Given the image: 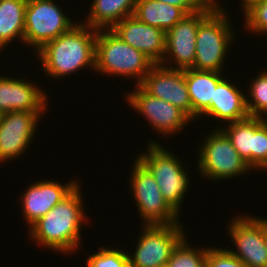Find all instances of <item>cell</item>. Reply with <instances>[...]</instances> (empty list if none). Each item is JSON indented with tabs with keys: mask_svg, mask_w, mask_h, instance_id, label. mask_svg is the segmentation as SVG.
Instances as JSON below:
<instances>
[{
	"mask_svg": "<svg viewBox=\"0 0 267 267\" xmlns=\"http://www.w3.org/2000/svg\"><path fill=\"white\" fill-rule=\"evenodd\" d=\"M80 183L28 230L38 246L62 254L75 253L81 243V228L87 224ZM81 192V193H80Z\"/></svg>",
	"mask_w": 267,
	"mask_h": 267,
	"instance_id": "cell-1",
	"label": "cell"
},
{
	"mask_svg": "<svg viewBox=\"0 0 267 267\" xmlns=\"http://www.w3.org/2000/svg\"><path fill=\"white\" fill-rule=\"evenodd\" d=\"M97 30L76 24L70 31L45 44L36 53L45 75L55 80L83 68L95 69Z\"/></svg>",
	"mask_w": 267,
	"mask_h": 267,
	"instance_id": "cell-2",
	"label": "cell"
},
{
	"mask_svg": "<svg viewBox=\"0 0 267 267\" xmlns=\"http://www.w3.org/2000/svg\"><path fill=\"white\" fill-rule=\"evenodd\" d=\"M154 63L141 51L125 43L111 29L97 30L95 71L108 76L137 80L139 85Z\"/></svg>",
	"mask_w": 267,
	"mask_h": 267,
	"instance_id": "cell-3",
	"label": "cell"
},
{
	"mask_svg": "<svg viewBox=\"0 0 267 267\" xmlns=\"http://www.w3.org/2000/svg\"><path fill=\"white\" fill-rule=\"evenodd\" d=\"M217 6L199 23L195 41V70L224 71L226 55L235 38L228 11L218 3Z\"/></svg>",
	"mask_w": 267,
	"mask_h": 267,
	"instance_id": "cell-4",
	"label": "cell"
},
{
	"mask_svg": "<svg viewBox=\"0 0 267 267\" xmlns=\"http://www.w3.org/2000/svg\"><path fill=\"white\" fill-rule=\"evenodd\" d=\"M136 158L151 172L163 198L180 215L190 185L183 161L155 140L148 141L146 152Z\"/></svg>",
	"mask_w": 267,
	"mask_h": 267,
	"instance_id": "cell-5",
	"label": "cell"
},
{
	"mask_svg": "<svg viewBox=\"0 0 267 267\" xmlns=\"http://www.w3.org/2000/svg\"><path fill=\"white\" fill-rule=\"evenodd\" d=\"M197 150L196 164L199 168L198 173L203 179L228 180L252 172L227 135L218 127L210 134H206Z\"/></svg>",
	"mask_w": 267,
	"mask_h": 267,
	"instance_id": "cell-6",
	"label": "cell"
},
{
	"mask_svg": "<svg viewBox=\"0 0 267 267\" xmlns=\"http://www.w3.org/2000/svg\"><path fill=\"white\" fill-rule=\"evenodd\" d=\"M129 180L143 225L178 224L180 215L163 198L151 172L136 158Z\"/></svg>",
	"mask_w": 267,
	"mask_h": 267,
	"instance_id": "cell-7",
	"label": "cell"
},
{
	"mask_svg": "<svg viewBox=\"0 0 267 267\" xmlns=\"http://www.w3.org/2000/svg\"><path fill=\"white\" fill-rule=\"evenodd\" d=\"M54 0H28L25 10L24 45L35 52L45 44L70 31L74 23Z\"/></svg>",
	"mask_w": 267,
	"mask_h": 267,
	"instance_id": "cell-8",
	"label": "cell"
},
{
	"mask_svg": "<svg viewBox=\"0 0 267 267\" xmlns=\"http://www.w3.org/2000/svg\"><path fill=\"white\" fill-rule=\"evenodd\" d=\"M133 254L128 253L129 267L166 265L176 246L187 237L181 223L141 225Z\"/></svg>",
	"mask_w": 267,
	"mask_h": 267,
	"instance_id": "cell-9",
	"label": "cell"
},
{
	"mask_svg": "<svg viewBox=\"0 0 267 267\" xmlns=\"http://www.w3.org/2000/svg\"><path fill=\"white\" fill-rule=\"evenodd\" d=\"M216 6L217 1L210 0L202 9L187 14L166 32V50L161 65L178 70L194 67L199 23Z\"/></svg>",
	"mask_w": 267,
	"mask_h": 267,
	"instance_id": "cell-10",
	"label": "cell"
},
{
	"mask_svg": "<svg viewBox=\"0 0 267 267\" xmlns=\"http://www.w3.org/2000/svg\"><path fill=\"white\" fill-rule=\"evenodd\" d=\"M229 224L227 232L236 251L227 250L247 267H267L266 218L241 214L232 218Z\"/></svg>",
	"mask_w": 267,
	"mask_h": 267,
	"instance_id": "cell-11",
	"label": "cell"
},
{
	"mask_svg": "<svg viewBox=\"0 0 267 267\" xmlns=\"http://www.w3.org/2000/svg\"><path fill=\"white\" fill-rule=\"evenodd\" d=\"M132 92H127L126 102L130 108L141 114L150 124V127L166 135L177 134L193 120L180 108L147 94L139 85H135Z\"/></svg>",
	"mask_w": 267,
	"mask_h": 267,
	"instance_id": "cell-12",
	"label": "cell"
},
{
	"mask_svg": "<svg viewBox=\"0 0 267 267\" xmlns=\"http://www.w3.org/2000/svg\"><path fill=\"white\" fill-rule=\"evenodd\" d=\"M45 112L11 111L0 117V164L28 150Z\"/></svg>",
	"mask_w": 267,
	"mask_h": 267,
	"instance_id": "cell-13",
	"label": "cell"
},
{
	"mask_svg": "<svg viewBox=\"0 0 267 267\" xmlns=\"http://www.w3.org/2000/svg\"><path fill=\"white\" fill-rule=\"evenodd\" d=\"M139 86L147 94L180 108L192 119L185 70L154 64Z\"/></svg>",
	"mask_w": 267,
	"mask_h": 267,
	"instance_id": "cell-14",
	"label": "cell"
},
{
	"mask_svg": "<svg viewBox=\"0 0 267 267\" xmlns=\"http://www.w3.org/2000/svg\"><path fill=\"white\" fill-rule=\"evenodd\" d=\"M79 180L71 178L63 185L56 180H38L29 184V188L21 196L22 214L29 228L41 217L45 216L65 196H67L77 185Z\"/></svg>",
	"mask_w": 267,
	"mask_h": 267,
	"instance_id": "cell-15",
	"label": "cell"
},
{
	"mask_svg": "<svg viewBox=\"0 0 267 267\" xmlns=\"http://www.w3.org/2000/svg\"><path fill=\"white\" fill-rule=\"evenodd\" d=\"M111 30L154 64L162 63L166 50V32L162 29L140 22L132 15L121 20Z\"/></svg>",
	"mask_w": 267,
	"mask_h": 267,
	"instance_id": "cell-16",
	"label": "cell"
},
{
	"mask_svg": "<svg viewBox=\"0 0 267 267\" xmlns=\"http://www.w3.org/2000/svg\"><path fill=\"white\" fill-rule=\"evenodd\" d=\"M0 75V113L11 111L45 112L48 96L33 81Z\"/></svg>",
	"mask_w": 267,
	"mask_h": 267,
	"instance_id": "cell-17",
	"label": "cell"
},
{
	"mask_svg": "<svg viewBox=\"0 0 267 267\" xmlns=\"http://www.w3.org/2000/svg\"><path fill=\"white\" fill-rule=\"evenodd\" d=\"M228 78H223L214 89V103L203 114L223 122L233 123L249 117L246 95Z\"/></svg>",
	"mask_w": 267,
	"mask_h": 267,
	"instance_id": "cell-18",
	"label": "cell"
},
{
	"mask_svg": "<svg viewBox=\"0 0 267 267\" xmlns=\"http://www.w3.org/2000/svg\"><path fill=\"white\" fill-rule=\"evenodd\" d=\"M223 72L185 69V80L192 106L193 122L214 103V89L224 78Z\"/></svg>",
	"mask_w": 267,
	"mask_h": 267,
	"instance_id": "cell-19",
	"label": "cell"
},
{
	"mask_svg": "<svg viewBox=\"0 0 267 267\" xmlns=\"http://www.w3.org/2000/svg\"><path fill=\"white\" fill-rule=\"evenodd\" d=\"M136 3L137 0H93L89 15L81 23L96 30L112 29L134 14Z\"/></svg>",
	"mask_w": 267,
	"mask_h": 267,
	"instance_id": "cell-20",
	"label": "cell"
},
{
	"mask_svg": "<svg viewBox=\"0 0 267 267\" xmlns=\"http://www.w3.org/2000/svg\"><path fill=\"white\" fill-rule=\"evenodd\" d=\"M188 13L181 7L157 0H137L134 16L143 23L169 31Z\"/></svg>",
	"mask_w": 267,
	"mask_h": 267,
	"instance_id": "cell-21",
	"label": "cell"
},
{
	"mask_svg": "<svg viewBox=\"0 0 267 267\" xmlns=\"http://www.w3.org/2000/svg\"><path fill=\"white\" fill-rule=\"evenodd\" d=\"M28 0H0V53L16 38L24 44Z\"/></svg>",
	"mask_w": 267,
	"mask_h": 267,
	"instance_id": "cell-22",
	"label": "cell"
},
{
	"mask_svg": "<svg viewBox=\"0 0 267 267\" xmlns=\"http://www.w3.org/2000/svg\"><path fill=\"white\" fill-rule=\"evenodd\" d=\"M227 125V128L225 127ZM219 127L230 139L241 158L254 170V117Z\"/></svg>",
	"mask_w": 267,
	"mask_h": 267,
	"instance_id": "cell-23",
	"label": "cell"
},
{
	"mask_svg": "<svg viewBox=\"0 0 267 267\" xmlns=\"http://www.w3.org/2000/svg\"><path fill=\"white\" fill-rule=\"evenodd\" d=\"M259 75L251 80L247 89L246 108L249 117H261L267 119V70L263 69ZM251 101V102H250Z\"/></svg>",
	"mask_w": 267,
	"mask_h": 267,
	"instance_id": "cell-24",
	"label": "cell"
},
{
	"mask_svg": "<svg viewBox=\"0 0 267 267\" xmlns=\"http://www.w3.org/2000/svg\"><path fill=\"white\" fill-rule=\"evenodd\" d=\"M208 248L192 247L185 237L173 250L169 267H205Z\"/></svg>",
	"mask_w": 267,
	"mask_h": 267,
	"instance_id": "cell-25",
	"label": "cell"
},
{
	"mask_svg": "<svg viewBox=\"0 0 267 267\" xmlns=\"http://www.w3.org/2000/svg\"><path fill=\"white\" fill-rule=\"evenodd\" d=\"M113 248V249H112ZM100 247L86 258V267H129V256L125 250Z\"/></svg>",
	"mask_w": 267,
	"mask_h": 267,
	"instance_id": "cell-26",
	"label": "cell"
},
{
	"mask_svg": "<svg viewBox=\"0 0 267 267\" xmlns=\"http://www.w3.org/2000/svg\"><path fill=\"white\" fill-rule=\"evenodd\" d=\"M254 169L267 171V119L254 117Z\"/></svg>",
	"mask_w": 267,
	"mask_h": 267,
	"instance_id": "cell-27",
	"label": "cell"
},
{
	"mask_svg": "<svg viewBox=\"0 0 267 267\" xmlns=\"http://www.w3.org/2000/svg\"><path fill=\"white\" fill-rule=\"evenodd\" d=\"M243 14L244 26L249 33L267 35V0L253 5Z\"/></svg>",
	"mask_w": 267,
	"mask_h": 267,
	"instance_id": "cell-28",
	"label": "cell"
},
{
	"mask_svg": "<svg viewBox=\"0 0 267 267\" xmlns=\"http://www.w3.org/2000/svg\"><path fill=\"white\" fill-rule=\"evenodd\" d=\"M205 267H247L226 248L208 247Z\"/></svg>",
	"mask_w": 267,
	"mask_h": 267,
	"instance_id": "cell-29",
	"label": "cell"
},
{
	"mask_svg": "<svg viewBox=\"0 0 267 267\" xmlns=\"http://www.w3.org/2000/svg\"><path fill=\"white\" fill-rule=\"evenodd\" d=\"M183 8L188 14L202 9L210 0H157Z\"/></svg>",
	"mask_w": 267,
	"mask_h": 267,
	"instance_id": "cell-30",
	"label": "cell"
},
{
	"mask_svg": "<svg viewBox=\"0 0 267 267\" xmlns=\"http://www.w3.org/2000/svg\"><path fill=\"white\" fill-rule=\"evenodd\" d=\"M263 0H240L241 4V10L245 13L249 8H251L253 5L262 2ZM243 4V5H242Z\"/></svg>",
	"mask_w": 267,
	"mask_h": 267,
	"instance_id": "cell-31",
	"label": "cell"
},
{
	"mask_svg": "<svg viewBox=\"0 0 267 267\" xmlns=\"http://www.w3.org/2000/svg\"><path fill=\"white\" fill-rule=\"evenodd\" d=\"M265 247L267 250V219H266V232H265Z\"/></svg>",
	"mask_w": 267,
	"mask_h": 267,
	"instance_id": "cell-32",
	"label": "cell"
},
{
	"mask_svg": "<svg viewBox=\"0 0 267 267\" xmlns=\"http://www.w3.org/2000/svg\"><path fill=\"white\" fill-rule=\"evenodd\" d=\"M159 267H169V266H168V264H166V265H163V266H159Z\"/></svg>",
	"mask_w": 267,
	"mask_h": 267,
	"instance_id": "cell-33",
	"label": "cell"
}]
</instances>
